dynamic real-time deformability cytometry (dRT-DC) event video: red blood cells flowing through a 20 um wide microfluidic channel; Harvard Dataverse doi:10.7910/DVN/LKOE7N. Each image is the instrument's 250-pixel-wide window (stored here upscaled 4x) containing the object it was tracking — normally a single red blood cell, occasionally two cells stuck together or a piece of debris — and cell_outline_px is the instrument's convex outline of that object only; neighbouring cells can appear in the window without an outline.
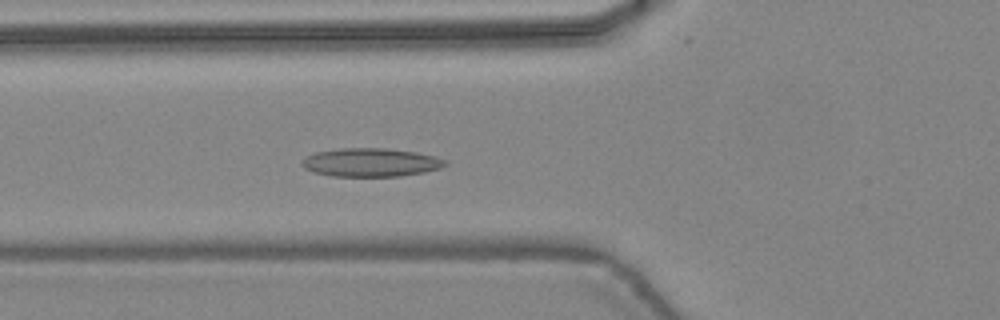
{"species": "common noctule bat (a hibernating species)", "species_latin": "Nyctalus noctula", "temperature_condition": "warm", "stored_images_in_passage": 34, "camera_frame_rate_fps": 3000, "um_per_image_px": 0.085, "animal": {"sex": "female", "body_mass_g": 24.6, "forearm_length_mm": 56.2}, "frame": {"image": 1, "passage_image": 10, "time_ms": 3.0, "image_size_px": [1000, 320], "cell_outline_px": [[448, 164], [440, 168], [424, 172], [400, 176], [332, 176], [316, 172], [304, 168], [300, 164], [304, 156], [316, 152], [340, 148], [388, 148], [416, 152], [436, 156], [448, 160]], "centroid_in_image_um": [31.53, 13.79], "position_along_channel_um": 94.3, "area_um2": 23.93}}
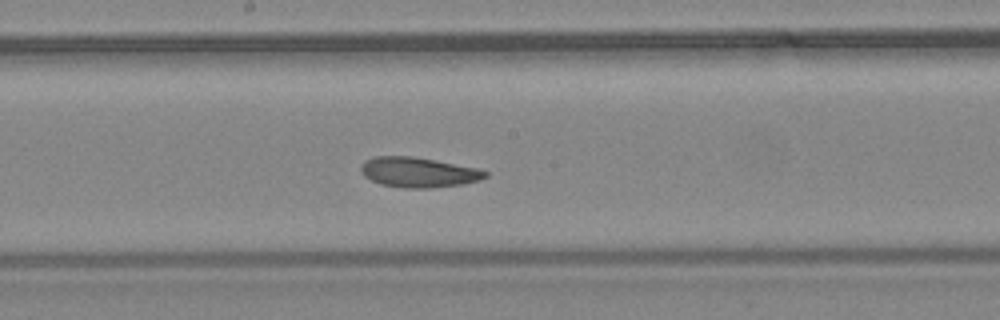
{"frame": {"image": 2, "passage_image": 18, "time_ms": 5.667, "image_size_px": [1000, 320], "cell_outline_px": [[488, 176], [480, 180], [460, 184], [428, 188], [404, 188], [380, 184], [364, 176], [360, 172], [360, 164], [364, 160], [376, 156], [412, 156], [480, 168], [488, 172]], "centroid_in_image_um": [35.55, 14.63], "position_along_channel_um": 212.7, "area_um2": 21.91}}
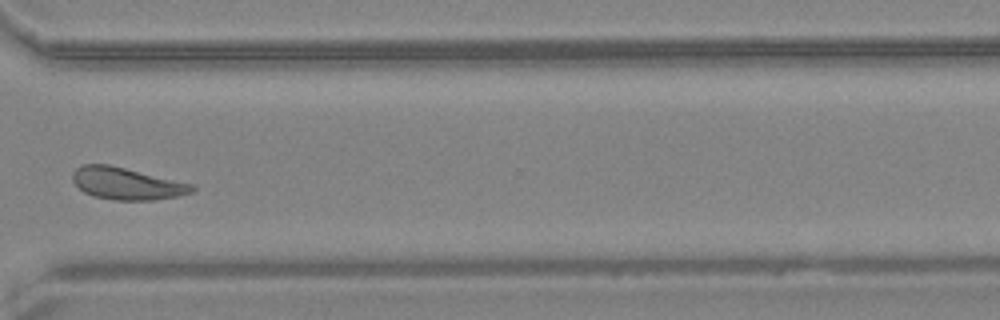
{"frame": {"image": 3, "passage_image": 28, "time_ms": 9.0, "image_size_px": [1000, 320], "cell_outline_px": [[196, 188], [192, 192], [176, 196], [152, 200], [116, 200], [92, 196], [84, 192], [72, 180], [72, 172], [80, 164], [108, 164], [192, 184]], "centroid_in_image_um": [10.72, 15.6], "position_along_channel_um": 359.9, "area_um2": 22.08}, "authors_computed_cell_mechanics": {"area_um2": 21.964, "velocity_mm_per_s": 4.4184, "shape_relaxation_time_tau1_ms": null, "shape_relaxation_time_tau2_ms": 2.4449, "deformation_change_tau1": null, "deformation_change_tau2": 0.0911}}